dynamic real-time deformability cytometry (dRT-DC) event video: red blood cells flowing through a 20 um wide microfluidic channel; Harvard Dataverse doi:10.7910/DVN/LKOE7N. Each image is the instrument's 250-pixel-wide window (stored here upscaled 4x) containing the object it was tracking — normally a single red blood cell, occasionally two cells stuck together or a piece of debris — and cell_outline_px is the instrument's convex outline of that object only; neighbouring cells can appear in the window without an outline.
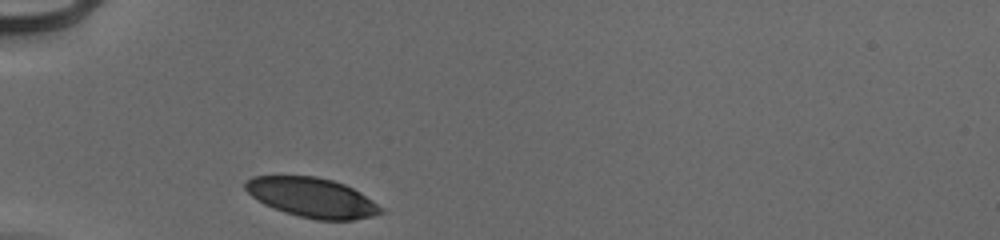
{"species": "human", "species_latin": "Homo sapiens", "temperature_condition": "cold", "stored_images_in_passage": 28, "camera_frame_rate_fps": 3000, "um_per_image_px": 0.085, "donor": {"sex": "male"}, "frame": {"image": 1, "passage_image": 1, "time_ms": 0.0, "image_size_px": [1000, 240], "cell_outline_px": [[384, 212], [372, 216], [352, 220], [316, 220], [284, 212], [264, 204], [252, 196], [244, 188], [244, 180], [252, 176], [316, 176], [332, 180], [344, 184], [360, 192], [384, 208]], "centroid_in_image_um": [26.52, 16.79], "position_along_channel_um": 58.5, "area_um2": 31.27}}
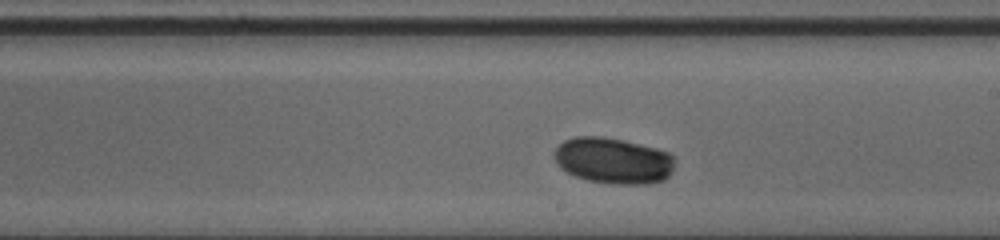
{"frame": {"image": 2, "passage_image": 16, "time_ms": 5.0, "image_size_px": [1000, 240], "cell_outline_px": [[672, 172], [664, 180], [648, 184], [612, 184], [588, 180], [576, 176], [560, 168], [556, 164], [552, 156], [556, 148], [564, 140], [576, 136], [604, 136], [624, 140], [656, 148], [668, 152], [672, 156]], "centroid_in_image_um": [52.08, 13.65], "position_along_channel_um": 236.9, "area_um2": 32.48}}
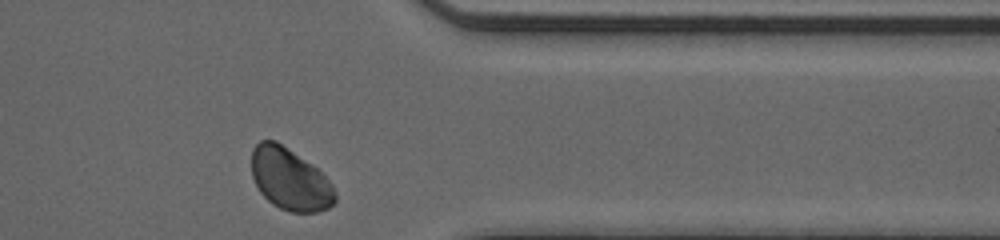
{"frame": {"image": 3, "passage_image": 28, "time_ms": 9.0, "image_size_px": [1000, 240], "cell_outline_px": [[336, 200], [328, 208], [316, 212], [292, 212], [280, 208], [272, 204], [260, 192], [252, 176], [252, 148], [260, 140], [276, 140], [312, 164], [332, 184], [336, 196]], "centroid_in_image_um": [24.63, 15.23], "position_along_channel_um": 386.8, "area_um2": 30.0}}